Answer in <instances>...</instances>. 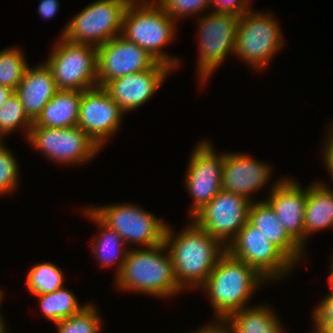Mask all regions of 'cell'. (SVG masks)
Returning a JSON list of instances; mask_svg holds the SVG:
<instances>
[{
  "instance_id": "1f68e13d",
  "label": "cell",
  "mask_w": 333,
  "mask_h": 333,
  "mask_svg": "<svg viewBox=\"0 0 333 333\" xmlns=\"http://www.w3.org/2000/svg\"><path fill=\"white\" fill-rule=\"evenodd\" d=\"M326 296L312 308L310 332L319 333L324 327L333 324V293L327 291Z\"/></svg>"
},
{
  "instance_id": "7c38bea8",
  "label": "cell",
  "mask_w": 333,
  "mask_h": 333,
  "mask_svg": "<svg viewBox=\"0 0 333 333\" xmlns=\"http://www.w3.org/2000/svg\"><path fill=\"white\" fill-rule=\"evenodd\" d=\"M227 251L234 258L253 267L272 284L280 283L297 269L259 229L248 221L239 230L236 238L227 246Z\"/></svg>"
},
{
  "instance_id": "4dcf8cb0",
  "label": "cell",
  "mask_w": 333,
  "mask_h": 333,
  "mask_svg": "<svg viewBox=\"0 0 333 333\" xmlns=\"http://www.w3.org/2000/svg\"><path fill=\"white\" fill-rule=\"evenodd\" d=\"M156 2L177 23L184 18L201 17L212 10L210 0H157Z\"/></svg>"
},
{
  "instance_id": "277c9868",
  "label": "cell",
  "mask_w": 333,
  "mask_h": 333,
  "mask_svg": "<svg viewBox=\"0 0 333 333\" xmlns=\"http://www.w3.org/2000/svg\"><path fill=\"white\" fill-rule=\"evenodd\" d=\"M177 25L156 1L133 0L125 10L121 35L145 49L157 62L177 71L183 66L181 57L165 50L178 36Z\"/></svg>"
},
{
  "instance_id": "d590c367",
  "label": "cell",
  "mask_w": 333,
  "mask_h": 333,
  "mask_svg": "<svg viewBox=\"0 0 333 333\" xmlns=\"http://www.w3.org/2000/svg\"><path fill=\"white\" fill-rule=\"evenodd\" d=\"M60 0H40L37 6L38 15L44 20H51L57 16Z\"/></svg>"
},
{
  "instance_id": "5bb4252c",
  "label": "cell",
  "mask_w": 333,
  "mask_h": 333,
  "mask_svg": "<svg viewBox=\"0 0 333 333\" xmlns=\"http://www.w3.org/2000/svg\"><path fill=\"white\" fill-rule=\"evenodd\" d=\"M125 115L103 87L82 91L77 126L101 149L121 130Z\"/></svg>"
},
{
  "instance_id": "d4e9b609",
  "label": "cell",
  "mask_w": 333,
  "mask_h": 333,
  "mask_svg": "<svg viewBox=\"0 0 333 333\" xmlns=\"http://www.w3.org/2000/svg\"><path fill=\"white\" fill-rule=\"evenodd\" d=\"M38 300L40 313L53 324L79 313L88 305V301L80 304L78 296L64 286L52 293L34 296Z\"/></svg>"
},
{
  "instance_id": "4316f807",
  "label": "cell",
  "mask_w": 333,
  "mask_h": 333,
  "mask_svg": "<svg viewBox=\"0 0 333 333\" xmlns=\"http://www.w3.org/2000/svg\"><path fill=\"white\" fill-rule=\"evenodd\" d=\"M95 302L90 301L79 313L54 323L56 333H102L104 320Z\"/></svg>"
},
{
  "instance_id": "f546056e",
  "label": "cell",
  "mask_w": 333,
  "mask_h": 333,
  "mask_svg": "<svg viewBox=\"0 0 333 333\" xmlns=\"http://www.w3.org/2000/svg\"><path fill=\"white\" fill-rule=\"evenodd\" d=\"M6 143L0 149V197L17 193L20 186V165L17 155Z\"/></svg>"
},
{
  "instance_id": "30bf717a",
  "label": "cell",
  "mask_w": 333,
  "mask_h": 333,
  "mask_svg": "<svg viewBox=\"0 0 333 333\" xmlns=\"http://www.w3.org/2000/svg\"><path fill=\"white\" fill-rule=\"evenodd\" d=\"M131 0H95L77 12L58 37L96 47L121 35L123 16Z\"/></svg>"
},
{
  "instance_id": "8d00e7d4",
  "label": "cell",
  "mask_w": 333,
  "mask_h": 333,
  "mask_svg": "<svg viewBox=\"0 0 333 333\" xmlns=\"http://www.w3.org/2000/svg\"><path fill=\"white\" fill-rule=\"evenodd\" d=\"M5 293H4V290H2L1 288H0V333H9L8 331V324H7V322H6V320H5V317H4V314H3V312H2V307L1 306H3V302H5L4 300V295Z\"/></svg>"
},
{
  "instance_id": "3957f363",
  "label": "cell",
  "mask_w": 333,
  "mask_h": 333,
  "mask_svg": "<svg viewBox=\"0 0 333 333\" xmlns=\"http://www.w3.org/2000/svg\"><path fill=\"white\" fill-rule=\"evenodd\" d=\"M264 284L269 282L253 267L226 251L198 290L209 300L213 319H226L253 305L250 300Z\"/></svg>"
},
{
  "instance_id": "603a6c76",
  "label": "cell",
  "mask_w": 333,
  "mask_h": 333,
  "mask_svg": "<svg viewBox=\"0 0 333 333\" xmlns=\"http://www.w3.org/2000/svg\"><path fill=\"white\" fill-rule=\"evenodd\" d=\"M266 304L260 302L245 307L230 314L225 320L234 333H287L276 309Z\"/></svg>"
},
{
  "instance_id": "8992f818",
  "label": "cell",
  "mask_w": 333,
  "mask_h": 333,
  "mask_svg": "<svg viewBox=\"0 0 333 333\" xmlns=\"http://www.w3.org/2000/svg\"><path fill=\"white\" fill-rule=\"evenodd\" d=\"M239 16L208 11L196 18L198 34L196 76L200 88L206 86L228 56L234 57Z\"/></svg>"
},
{
  "instance_id": "e575fe53",
  "label": "cell",
  "mask_w": 333,
  "mask_h": 333,
  "mask_svg": "<svg viewBox=\"0 0 333 333\" xmlns=\"http://www.w3.org/2000/svg\"><path fill=\"white\" fill-rule=\"evenodd\" d=\"M211 321V322H210ZM186 333H234L225 319L209 320L206 324Z\"/></svg>"
},
{
  "instance_id": "74e56055",
  "label": "cell",
  "mask_w": 333,
  "mask_h": 333,
  "mask_svg": "<svg viewBox=\"0 0 333 333\" xmlns=\"http://www.w3.org/2000/svg\"><path fill=\"white\" fill-rule=\"evenodd\" d=\"M14 93V90L0 85V108L7 102L8 98Z\"/></svg>"
},
{
  "instance_id": "d6986e66",
  "label": "cell",
  "mask_w": 333,
  "mask_h": 333,
  "mask_svg": "<svg viewBox=\"0 0 333 333\" xmlns=\"http://www.w3.org/2000/svg\"><path fill=\"white\" fill-rule=\"evenodd\" d=\"M57 91L52 71L44 61H40L32 67L28 66L14 92L23 104L28 118L34 122Z\"/></svg>"
},
{
  "instance_id": "ab89813d",
  "label": "cell",
  "mask_w": 333,
  "mask_h": 333,
  "mask_svg": "<svg viewBox=\"0 0 333 333\" xmlns=\"http://www.w3.org/2000/svg\"><path fill=\"white\" fill-rule=\"evenodd\" d=\"M319 333H333V324L324 327Z\"/></svg>"
},
{
  "instance_id": "6da1fadb",
  "label": "cell",
  "mask_w": 333,
  "mask_h": 333,
  "mask_svg": "<svg viewBox=\"0 0 333 333\" xmlns=\"http://www.w3.org/2000/svg\"><path fill=\"white\" fill-rule=\"evenodd\" d=\"M164 243L172 258L176 281L184 292L198 291L227 251L218 239L192 219L186 220L180 231L168 223Z\"/></svg>"
},
{
  "instance_id": "e0dca14e",
  "label": "cell",
  "mask_w": 333,
  "mask_h": 333,
  "mask_svg": "<svg viewBox=\"0 0 333 333\" xmlns=\"http://www.w3.org/2000/svg\"><path fill=\"white\" fill-rule=\"evenodd\" d=\"M173 72L168 65L158 62L154 67L144 71L109 81L103 88L124 113L128 114L137 111L151 100Z\"/></svg>"
},
{
  "instance_id": "83f0119b",
  "label": "cell",
  "mask_w": 333,
  "mask_h": 333,
  "mask_svg": "<svg viewBox=\"0 0 333 333\" xmlns=\"http://www.w3.org/2000/svg\"><path fill=\"white\" fill-rule=\"evenodd\" d=\"M29 65L21 46L0 49V85L15 91Z\"/></svg>"
},
{
  "instance_id": "ffe728a7",
  "label": "cell",
  "mask_w": 333,
  "mask_h": 333,
  "mask_svg": "<svg viewBox=\"0 0 333 333\" xmlns=\"http://www.w3.org/2000/svg\"><path fill=\"white\" fill-rule=\"evenodd\" d=\"M248 222L259 229L296 267L306 261L307 252L288 235L274 210L265 200L251 203Z\"/></svg>"
},
{
  "instance_id": "f1b7e54d",
  "label": "cell",
  "mask_w": 333,
  "mask_h": 333,
  "mask_svg": "<svg viewBox=\"0 0 333 333\" xmlns=\"http://www.w3.org/2000/svg\"><path fill=\"white\" fill-rule=\"evenodd\" d=\"M33 122L26 115L23 104L14 92L0 108V136L4 139L20 129L24 140L27 139ZM23 131V132H22Z\"/></svg>"
},
{
  "instance_id": "7402d4cb",
  "label": "cell",
  "mask_w": 333,
  "mask_h": 333,
  "mask_svg": "<svg viewBox=\"0 0 333 333\" xmlns=\"http://www.w3.org/2000/svg\"><path fill=\"white\" fill-rule=\"evenodd\" d=\"M321 180H313L307 186L304 216V251L307 253L312 236L324 229L333 230V187L325 179Z\"/></svg>"
},
{
  "instance_id": "9a60e30c",
  "label": "cell",
  "mask_w": 333,
  "mask_h": 333,
  "mask_svg": "<svg viewBox=\"0 0 333 333\" xmlns=\"http://www.w3.org/2000/svg\"><path fill=\"white\" fill-rule=\"evenodd\" d=\"M272 168L268 162L257 160L243 151L238 153L224 150L222 190L239 194L250 202L262 201L263 199H255L256 193H261L266 188L268 194L283 178L280 176L269 183L273 176Z\"/></svg>"
},
{
  "instance_id": "5b68a950",
  "label": "cell",
  "mask_w": 333,
  "mask_h": 333,
  "mask_svg": "<svg viewBox=\"0 0 333 333\" xmlns=\"http://www.w3.org/2000/svg\"><path fill=\"white\" fill-rule=\"evenodd\" d=\"M272 11L253 8L239 17L234 59L259 73L268 70L273 58L286 46L281 24ZM266 69V70H265Z\"/></svg>"
},
{
  "instance_id": "484cf974",
  "label": "cell",
  "mask_w": 333,
  "mask_h": 333,
  "mask_svg": "<svg viewBox=\"0 0 333 333\" xmlns=\"http://www.w3.org/2000/svg\"><path fill=\"white\" fill-rule=\"evenodd\" d=\"M65 277L60 265L43 261L30 267L26 274L25 287L33 296L48 294L64 287Z\"/></svg>"
},
{
  "instance_id": "f35d334b",
  "label": "cell",
  "mask_w": 333,
  "mask_h": 333,
  "mask_svg": "<svg viewBox=\"0 0 333 333\" xmlns=\"http://www.w3.org/2000/svg\"><path fill=\"white\" fill-rule=\"evenodd\" d=\"M331 259H330V262H329V273H328V276L326 278V283L328 284L327 286L328 287V291L333 293V255H330Z\"/></svg>"
},
{
  "instance_id": "ac0fdd59",
  "label": "cell",
  "mask_w": 333,
  "mask_h": 333,
  "mask_svg": "<svg viewBox=\"0 0 333 333\" xmlns=\"http://www.w3.org/2000/svg\"><path fill=\"white\" fill-rule=\"evenodd\" d=\"M283 176L278 184L264 196L274 210L288 235L304 250V216L307 201V185Z\"/></svg>"
},
{
  "instance_id": "836d02e7",
  "label": "cell",
  "mask_w": 333,
  "mask_h": 333,
  "mask_svg": "<svg viewBox=\"0 0 333 333\" xmlns=\"http://www.w3.org/2000/svg\"><path fill=\"white\" fill-rule=\"evenodd\" d=\"M325 129V136L321 142V162L327 170V176L330 178V183L333 184V122L328 123Z\"/></svg>"
},
{
  "instance_id": "ba28073f",
  "label": "cell",
  "mask_w": 333,
  "mask_h": 333,
  "mask_svg": "<svg viewBox=\"0 0 333 333\" xmlns=\"http://www.w3.org/2000/svg\"><path fill=\"white\" fill-rule=\"evenodd\" d=\"M55 41L44 62L52 71L57 90L82 92L97 87V47L63 37Z\"/></svg>"
},
{
  "instance_id": "44dd1931",
  "label": "cell",
  "mask_w": 333,
  "mask_h": 333,
  "mask_svg": "<svg viewBox=\"0 0 333 333\" xmlns=\"http://www.w3.org/2000/svg\"><path fill=\"white\" fill-rule=\"evenodd\" d=\"M78 214L94 223L97 228V235H93L90 250L93 258L98 262L100 269L114 268V278L120 273L125 261L128 247L122 237L115 230L105 225L88 207L83 205L78 208ZM82 213V214H81ZM116 268H115V267Z\"/></svg>"
},
{
  "instance_id": "cb8c5ba5",
  "label": "cell",
  "mask_w": 333,
  "mask_h": 333,
  "mask_svg": "<svg viewBox=\"0 0 333 333\" xmlns=\"http://www.w3.org/2000/svg\"><path fill=\"white\" fill-rule=\"evenodd\" d=\"M81 91L58 90L32 126L66 128L77 126Z\"/></svg>"
},
{
  "instance_id": "7a4b0ae2",
  "label": "cell",
  "mask_w": 333,
  "mask_h": 333,
  "mask_svg": "<svg viewBox=\"0 0 333 333\" xmlns=\"http://www.w3.org/2000/svg\"><path fill=\"white\" fill-rule=\"evenodd\" d=\"M119 292L172 299L182 295L174 274L172 258L165 245L128 248L120 273L113 279Z\"/></svg>"
},
{
  "instance_id": "2e32d148",
  "label": "cell",
  "mask_w": 333,
  "mask_h": 333,
  "mask_svg": "<svg viewBox=\"0 0 333 333\" xmlns=\"http://www.w3.org/2000/svg\"><path fill=\"white\" fill-rule=\"evenodd\" d=\"M158 62L143 48L116 36L97 47L98 86L116 78L154 67Z\"/></svg>"
},
{
  "instance_id": "52a82bcc",
  "label": "cell",
  "mask_w": 333,
  "mask_h": 333,
  "mask_svg": "<svg viewBox=\"0 0 333 333\" xmlns=\"http://www.w3.org/2000/svg\"><path fill=\"white\" fill-rule=\"evenodd\" d=\"M87 207L105 225L115 230L128 248L151 247L164 242L168 223L140 204L118 201L104 205L89 204Z\"/></svg>"
},
{
  "instance_id": "4fadbf2b",
  "label": "cell",
  "mask_w": 333,
  "mask_h": 333,
  "mask_svg": "<svg viewBox=\"0 0 333 333\" xmlns=\"http://www.w3.org/2000/svg\"><path fill=\"white\" fill-rule=\"evenodd\" d=\"M251 203L239 194L221 189L191 219L227 248L248 221Z\"/></svg>"
},
{
  "instance_id": "d6a6232c",
  "label": "cell",
  "mask_w": 333,
  "mask_h": 333,
  "mask_svg": "<svg viewBox=\"0 0 333 333\" xmlns=\"http://www.w3.org/2000/svg\"><path fill=\"white\" fill-rule=\"evenodd\" d=\"M253 0H210L211 8L215 12L243 15L253 8ZM252 4V5H251Z\"/></svg>"
},
{
  "instance_id": "9c48e42d",
  "label": "cell",
  "mask_w": 333,
  "mask_h": 333,
  "mask_svg": "<svg viewBox=\"0 0 333 333\" xmlns=\"http://www.w3.org/2000/svg\"><path fill=\"white\" fill-rule=\"evenodd\" d=\"M25 142L39 154L41 153L46 160L62 168L91 163L102 151L78 126L66 128L32 126Z\"/></svg>"
},
{
  "instance_id": "60d3db41",
  "label": "cell",
  "mask_w": 333,
  "mask_h": 333,
  "mask_svg": "<svg viewBox=\"0 0 333 333\" xmlns=\"http://www.w3.org/2000/svg\"><path fill=\"white\" fill-rule=\"evenodd\" d=\"M5 139L3 137L0 136V149L1 147L5 144L6 141H4Z\"/></svg>"
},
{
  "instance_id": "8fae6325",
  "label": "cell",
  "mask_w": 333,
  "mask_h": 333,
  "mask_svg": "<svg viewBox=\"0 0 333 333\" xmlns=\"http://www.w3.org/2000/svg\"><path fill=\"white\" fill-rule=\"evenodd\" d=\"M199 140L189 154L184 175V184L191 206L187 216L191 219L207 205L222 189L224 151L215 150L213 140Z\"/></svg>"
}]
</instances>
